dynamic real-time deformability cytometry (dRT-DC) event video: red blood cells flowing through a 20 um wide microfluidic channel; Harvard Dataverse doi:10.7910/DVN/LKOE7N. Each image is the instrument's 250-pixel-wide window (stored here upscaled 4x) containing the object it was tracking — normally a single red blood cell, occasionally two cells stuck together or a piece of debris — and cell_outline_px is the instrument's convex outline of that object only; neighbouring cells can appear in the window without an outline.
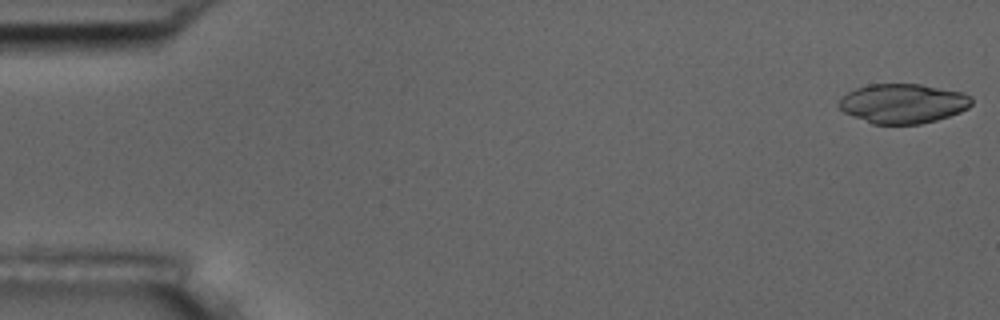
{"species": "common noctule bat (a hibernating species)", "species_latin": "Nyctalus noctula", "temperature_condition": "room temperature", "stored_images_in_passage": 5, "camera_frame_rate_fps": 3000, "um_per_image_px": 0.085, "animal": {"sex": "male", "body_mass_g": 17.5, "forearm_length_mm": 52.3}, "frame": {"image": 1, "passage_image": 1, "time_ms": 0.0, "image_size_px": [1000, 320], "cell_outline_px": [[972, 104], [968, 108], [960, 112], [936, 120], [920, 124], [872, 124], [852, 116], [844, 112], [836, 104], [848, 92], [856, 88], [868, 84], [920, 84], [964, 92], [972, 96]], "centroid_in_image_um": [76.76, 8.79], "position_along_channel_um": 8.2, "area_um2": 30.69}}